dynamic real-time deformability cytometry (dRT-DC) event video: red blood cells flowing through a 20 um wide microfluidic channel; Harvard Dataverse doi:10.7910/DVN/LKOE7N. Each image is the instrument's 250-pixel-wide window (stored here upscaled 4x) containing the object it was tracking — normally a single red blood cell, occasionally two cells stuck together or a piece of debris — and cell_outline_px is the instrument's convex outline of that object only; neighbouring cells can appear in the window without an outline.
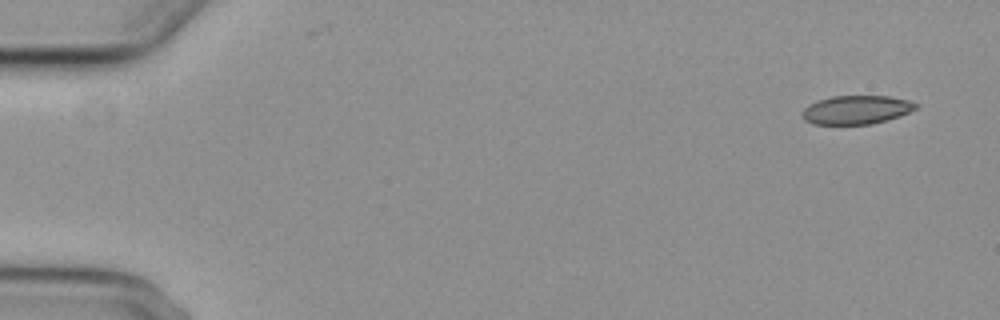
{"species": "common noctule bat (a hibernating species)", "species_latin": "Nyctalus noctula", "temperature_condition": "cold", "stored_images_in_passage": 5, "camera_frame_rate_fps": 3000, "um_per_image_px": 0.085, "animal": {"sex": "female", "body_mass_g": 29.2, "forearm_length_mm": 56.3}, "frame": {"image": 1, "passage_image": 1, "time_ms": 0.0, "image_size_px": [1000, 320], "cell_outline_px": [[916, 108], [900, 116], [888, 120], [872, 124], [812, 124], [804, 120], [804, 108], [808, 104], [832, 96], [888, 96], [908, 100], [916, 104]], "centroid_in_image_um": [72.79, 9.34], "position_along_channel_um": 12.2, "area_um2": 18.79}}